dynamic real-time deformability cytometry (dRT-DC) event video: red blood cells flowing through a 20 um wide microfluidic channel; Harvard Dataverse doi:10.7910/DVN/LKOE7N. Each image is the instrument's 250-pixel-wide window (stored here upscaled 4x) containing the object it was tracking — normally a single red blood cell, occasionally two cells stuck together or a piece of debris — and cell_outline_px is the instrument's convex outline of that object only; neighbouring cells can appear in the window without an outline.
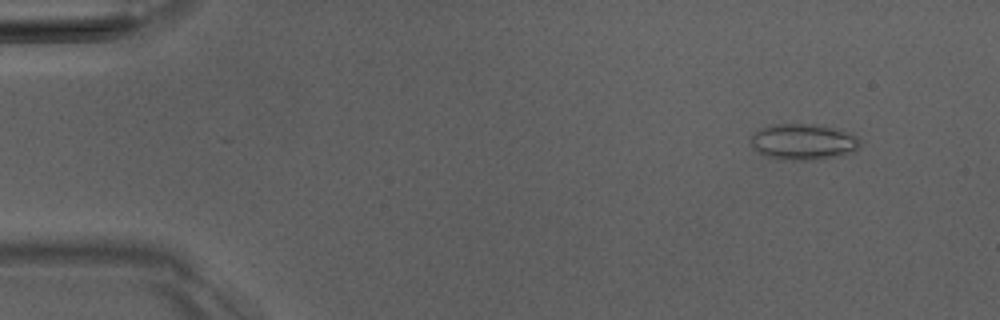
{"species": "Egyptian fruit bat (a non-hibernating species)", "species_latin": "Rousettus aegyptiacus", "temperature_condition": "room temperature", "stored_images_in_passage": 3, "camera_frame_rate_fps": 3000, "um_per_image_px": 0.085, "animal": {"sex": "male"}, "frame": {"image": 1, "passage_image": 1, "time_ms": 0.0, "image_size_px": [1000, 320], "cell_outline_px": [[860, 148], [852, 152], [836, 156], [816, 160], [784, 160], [764, 156], [752, 144], [752, 132], [760, 128], [772, 124], [816, 124], [836, 128], [856, 136], [860, 140]], "centroid_in_image_um": [68.28, 12.05], "position_along_channel_um": 16.7, "area_um2": 23.0}}
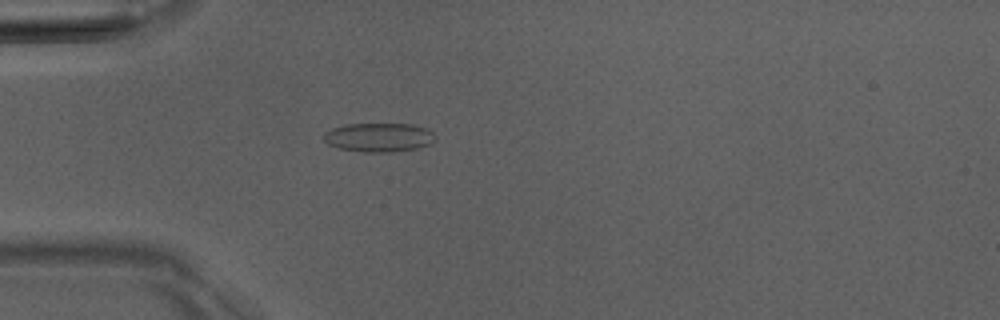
{"frame": {"image": 2, "passage_image": 3, "time_ms": 3.333, "image_size_px": [1000, 320], "cell_outline_px": [[436, 140], [432, 144], [416, 148], [392, 152], [364, 152], [340, 148], [328, 144], [324, 140], [324, 132], [332, 128], [344, 124], [412, 124], [424, 128], [432, 132], [436, 136]], "centroid_in_image_um": [32.21, 11.67], "position_along_channel_um": 52.8, "area_um2": 18.84}}